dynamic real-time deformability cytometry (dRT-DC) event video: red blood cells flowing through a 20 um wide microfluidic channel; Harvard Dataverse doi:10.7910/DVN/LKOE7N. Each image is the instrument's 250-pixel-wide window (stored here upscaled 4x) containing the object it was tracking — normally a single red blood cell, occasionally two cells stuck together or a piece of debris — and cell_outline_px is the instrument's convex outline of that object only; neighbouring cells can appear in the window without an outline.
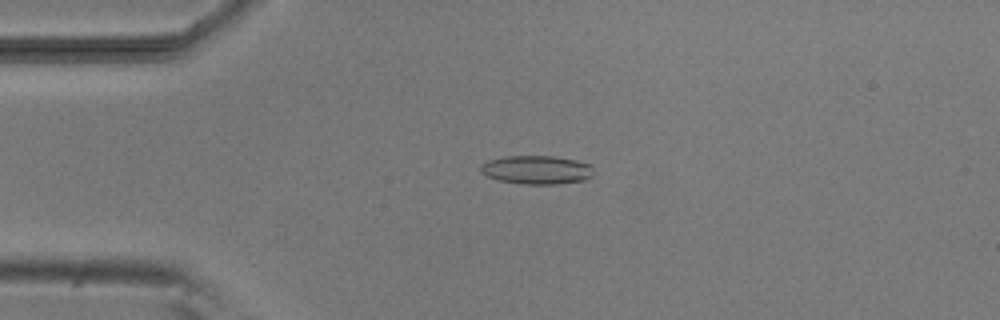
{"species": "common noctule bat (a hibernating species)", "species_latin": "Nyctalus noctula", "temperature_condition": "room temperature", "stored_images_in_passage": 4, "camera_frame_rate_fps": 3000, "um_per_image_px": 0.085, "animal": {"sex": "male", "body_mass_g": 20.5, "forearm_length_mm": 52.5}, "frame": {"image": 1, "passage_image": 3, "time_ms": 2.333, "image_size_px": [1000, 320], "cell_outline_px": [[592, 176], [584, 180], [560, 184], [520, 184], [500, 180], [488, 176], [480, 172], [480, 164], [488, 160], [504, 156], [556, 156], [576, 160], [592, 164]], "centroid_in_image_um": [45.62, 14.43], "position_along_channel_um": 39.4, "area_um2": 19.02}}